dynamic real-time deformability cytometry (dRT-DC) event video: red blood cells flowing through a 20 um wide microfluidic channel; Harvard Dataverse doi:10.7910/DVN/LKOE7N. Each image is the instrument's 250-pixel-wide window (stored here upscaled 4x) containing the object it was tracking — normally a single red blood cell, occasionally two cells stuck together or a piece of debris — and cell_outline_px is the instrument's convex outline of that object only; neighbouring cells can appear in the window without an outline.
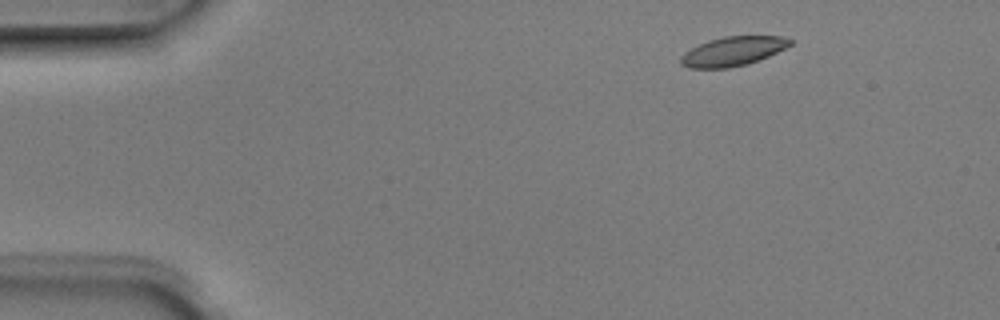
{"species": "Egyptian fruit bat (a non-hibernating species)", "species_latin": "Rousettus aegyptiacus", "temperature_condition": "room temperature", "stored_images_in_passage": 5, "camera_frame_rate_fps": 3000, "um_per_image_px": 0.085, "animal": {"sex": "male"}, "frame": {"image": 1, "passage_image": 2, "time_ms": 0.333, "image_size_px": [1000, 320], "cell_outline_px": [[792, 44], [768, 56], [748, 64], [728, 68], [688, 68], [680, 64], [680, 56], [684, 52], [708, 40], [724, 36], [780, 36], [792, 40]], "centroid_in_image_um": [62.26, 4.36], "position_along_channel_um": 22.7, "area_um2": 18.55}}
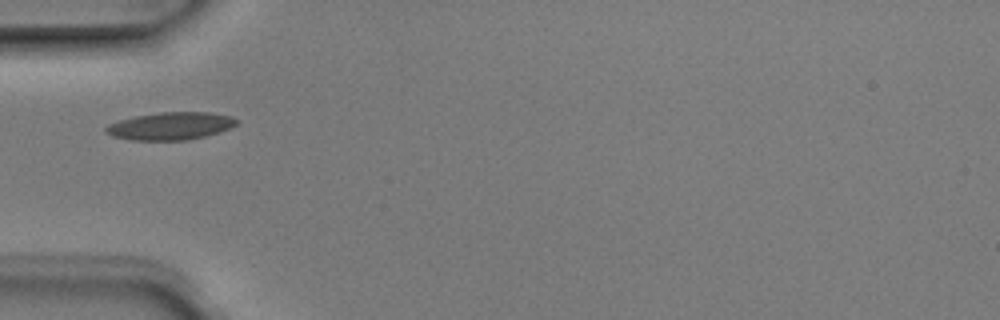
{"frame": {"image": 2, "passage_image": 5, "time_ms": 1.333, "image_size_px": [1000, 320], "cell_outline_px": [[240, 120], [236, 124], [220, 132], [188, 140], [132, 140], [112, 136], [104, 132], [104, 128], [108, 124], [120, 120], [136, 116], [160, 112], [212, 112], [232, 116]], "centroid_in_image_um": [14.5, 10.7], "position_along_channel_um": 70.5, "area_um2": 21.1}}